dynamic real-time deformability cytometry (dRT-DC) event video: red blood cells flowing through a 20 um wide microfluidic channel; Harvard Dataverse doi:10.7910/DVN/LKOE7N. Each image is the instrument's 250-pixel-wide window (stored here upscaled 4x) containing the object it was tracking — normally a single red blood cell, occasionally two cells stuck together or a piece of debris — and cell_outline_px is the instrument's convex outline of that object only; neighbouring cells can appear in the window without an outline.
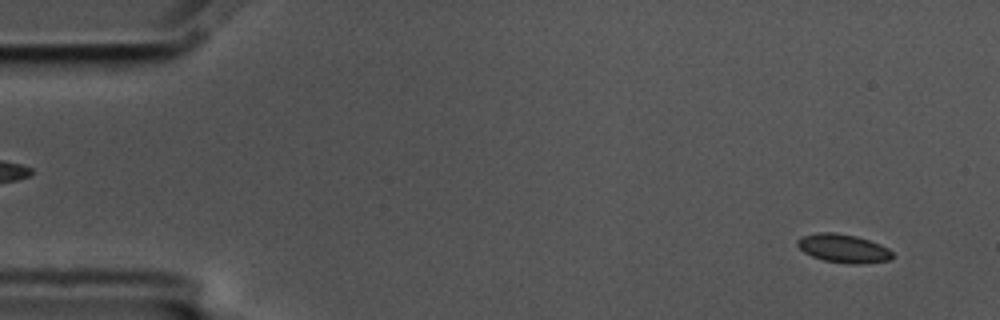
{"species": "common noctule bat (a hibernating species)", "species_latin": "Nyctalus noctula", "temperature_condition": "cold", "stored_images_in_passage": 57, "segment_of_instrument_passage": [1, 2], "camera_frame_rate_fps": 3000, "um_per_image_px": 0.085, "animal": {"sex": "male", "body_mass_g": 17.5, "forearm_length_mm": 52.3}, "frame": {"image": 1, "passage_image": 3, "time_ms": 0.667, "image_size_px": [1000, 320], "cell_outline_px": [[892, 260], [860, 264], [848, 264], [824, 260], [812, 256], [804, 252], [796, 244], [796, 240], [800, 236], [816, 232], [836, 232], [856, 236], [880, 244], [888, 248], [892, 252]], "centroid_in_image_um": [71.66, 21.11], "position_along_channel_um": 13.3, "area_um2": 15.95}}
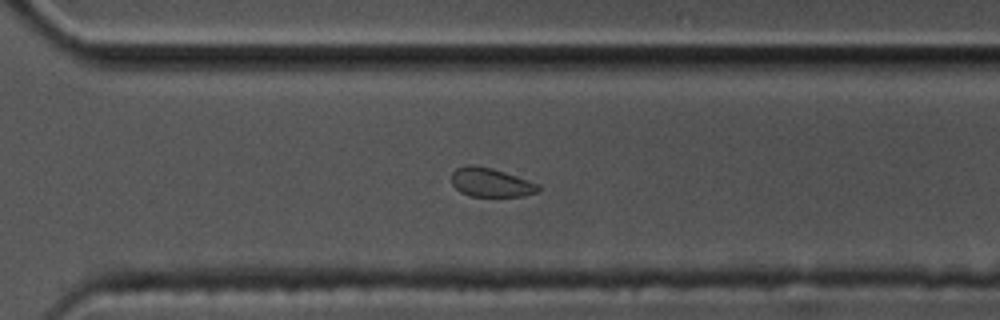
{"frame": {"image": 2, "passage_image": 39, "time_ms": 12.667, "image_size_px": [1000, 320], "cell_outline_px": [[540, 188], [536, 192], [524, 196], [468, 196], [460, 192], [452, 184], [452, 172], [456, 168], [468, 164], [472, 164], [492, 168], [540, 184]], "centroid_in_image_um": [41.7, 15.5], "position_along_channel_um": 328.9, "area_um2": 14.62}}
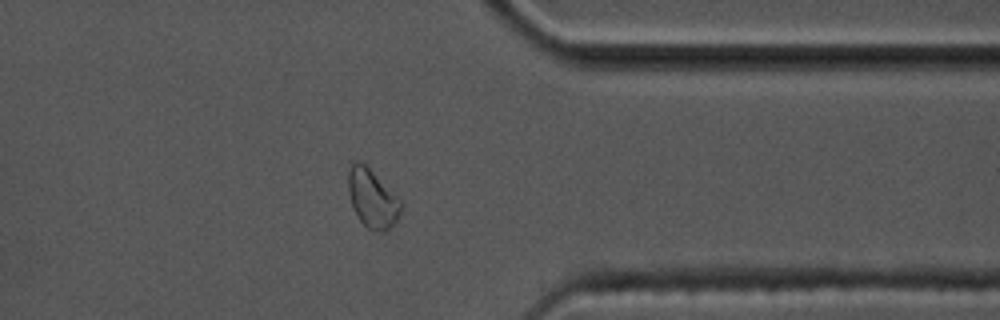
{"frame": {"image": 3, "passage_image": 44, "time_ms": 14.333, "image_size_px": [1000, 320], "cell_outline_px": [[404, 204], [396, 220], [384, 232], [376, 232], [368, 228], [356, 216], [348, 192], [348, 172], [352, 160], [360, 160]], "centroid_in_image_um": [31.62, 16.87], "position_along_channel_um": 379.8, "area_um2": 17.69}}